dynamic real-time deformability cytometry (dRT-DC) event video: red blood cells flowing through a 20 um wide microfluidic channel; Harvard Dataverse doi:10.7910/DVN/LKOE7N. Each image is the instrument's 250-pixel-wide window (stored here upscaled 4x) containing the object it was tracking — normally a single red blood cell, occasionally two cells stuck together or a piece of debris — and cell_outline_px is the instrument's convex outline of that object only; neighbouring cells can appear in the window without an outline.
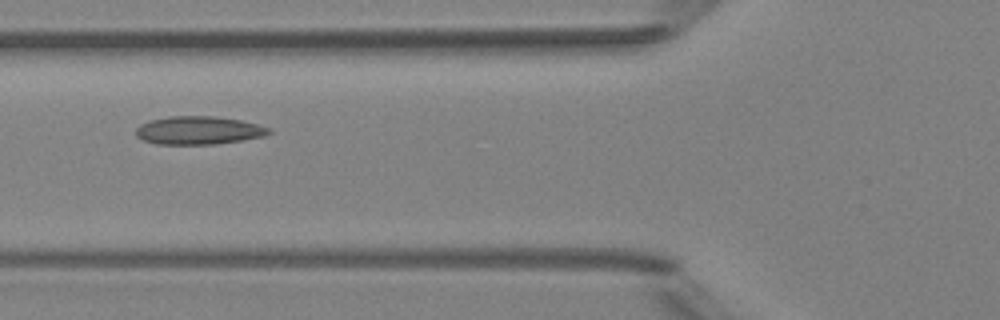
{"species": "Egyptian fruit bat (a non-hibernating species)", "species_latin": "Rousettus aegyptiacus", "temperature_condition": "room temperature", "stored_images_in_passage": 3, "camera_frame_rate_fps": 3000, "um_per_image_px": 0.085, "animal": {"sex": "female"}, "frame": {"image": 1, "passage_image": 2, "time_ms": 1.0, "image_size_px": [1000, 320], "cell_outline_px": [[272, 132], [264, 136], [216, 144], [156, 144], [144, 140], [136, 136], [136, 128], [140, 124], [148, 120], [168, 116], [216, 116], [240, 120], [272, 128]], "centroid_in_image_um": [16.86, 11.07], "position_along_channel_um": 108.9, "area_um2": 21.91}}
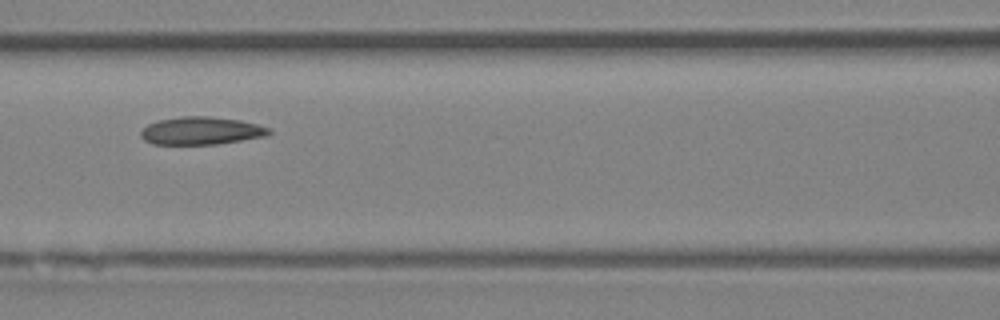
{"frame": {"image": 2, "passage_image": 3, "time_ms": 2.0, "image_size_px": [1000, 320], "cell_outline_px": [[272, 132], [268, 136], [216, 144], [152, 144], [144, 140], [140, 136], [140, 132], [148, 124], [160, 120], [180, 116], [208, 116], [240, 120], [272, 128]], "centroid_in_image_um": [17.13, 11.11], "position_along_channel_um": 149.5, "area_um2": 20.81}}